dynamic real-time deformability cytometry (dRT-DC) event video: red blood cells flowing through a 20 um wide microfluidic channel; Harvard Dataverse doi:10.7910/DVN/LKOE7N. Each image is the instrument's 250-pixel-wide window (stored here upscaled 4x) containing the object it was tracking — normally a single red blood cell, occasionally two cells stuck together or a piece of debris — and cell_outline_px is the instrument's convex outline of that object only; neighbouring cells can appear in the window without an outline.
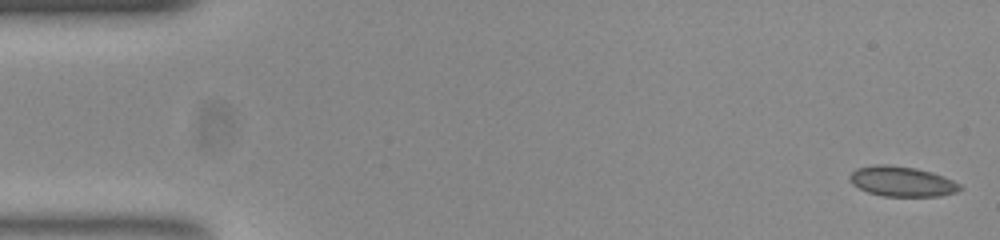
{"species": "common noctule bat (a hibernating species)", "species_latin": "Nyctalus noctula", "temperature_condition": "room temperature", "stored_images_in_passage": 52, "camera_frame_rate_fps": 3000, "um_per_image_px": 0.085, "animal": {"sex": "female", "body_mass_g": 23.0, "forearm_length_mm": 53.4}, "frame": {"image": 1, "passage_image": 1, "time_ms": 0.0, "image_size_px": [1000, 240], "cell_outline_px": [[964, 188], [956, 192], [940, 196], [880, 196], [868, 192], [852, 184], [848, 176], [856, 168], [876, 164], [884, 164], [916, 168], [932, 172], [944, 176], [960, 184]], "centroid_in_image_um": [76.67, 15.42], "position_along_channel_um": 8.3, "area_um2": 19.42}}
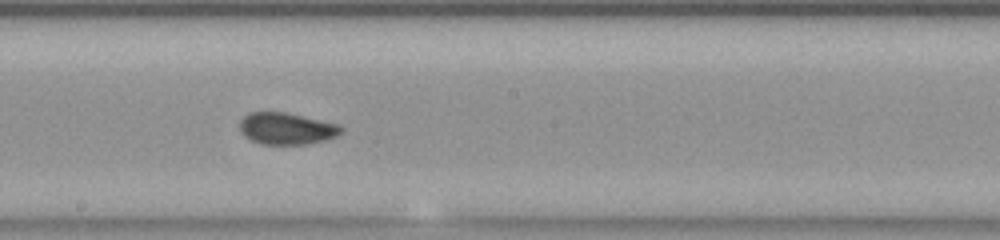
{"frame": {"image": 2, "passage_image": 28, "time_ms": 9.0, "image_size_px": [1000, 240], "cell_outline_px": [[344, 128], [336, 136], [324, 140], [308, 144], [260, 144], [244, 136], [240, 132], [240, 120], [248, 112], [284, 112], [340, 124]], "centroid_in_image_um": [24.34, 10.92], "position_along_channel_um": 223.9, "area_um2": 18.79}}
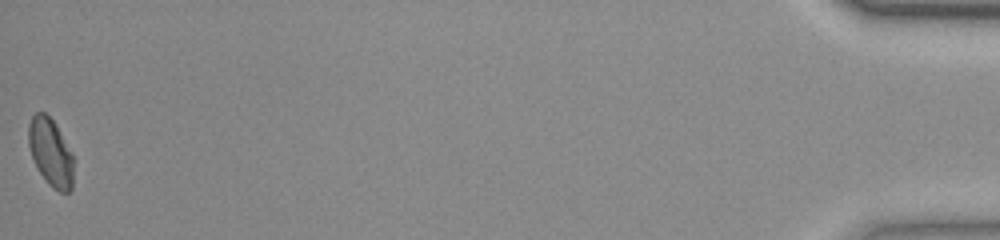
{"frame": {"image": 3, "passage_image": 52, "time_ms": 17.0, "image_size_px": [1000, 240], "cell_outline_px": [[72, 188], [68, 192], [60, 192], [52, 188], [48, 184], [40, 172], [32, 156], [28, 144], [28, 124], [32, 116], [36, 112], [44, 112], [56, 124], [72, 152]], "centroid_in_image_um": [4.3, 12.93], "position_along_channel_um": 430.9, "area_um2": 17.63}, "authors_computed_cell_mechanics": {"area_um2": 18.7561, "velocity_mm_per_s": 3.874, "shape_relaxation_time_tau1_ms": null, "shape_relaxation_time_tau2_ms": 0.8596, "deformation_change_tau1": null, "deformation_change_tau2": 0.029}}